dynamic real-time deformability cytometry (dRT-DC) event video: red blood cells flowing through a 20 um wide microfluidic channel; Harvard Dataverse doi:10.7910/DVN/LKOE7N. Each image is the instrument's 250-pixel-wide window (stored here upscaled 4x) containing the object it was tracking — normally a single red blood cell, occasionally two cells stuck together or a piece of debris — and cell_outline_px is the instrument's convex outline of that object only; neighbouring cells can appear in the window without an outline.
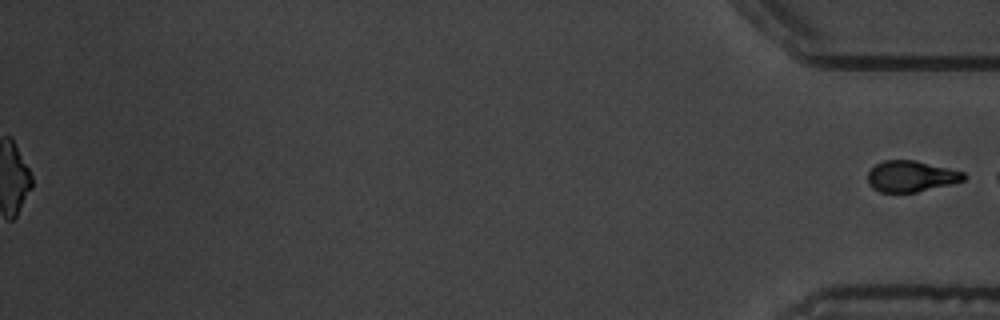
{"species": "common noctule bat (a hibernating species)", "species_latin": "Nyctalus noctula", "temperature_condition": "warm", "stored_images_in_passage": 59, "segment_of_instrument_passage": [2, 2], "camera_frame_rate_fps": 3000, "um_per_image_px": 0.085, "animal": {"sex": "male", "body_mass_g": 19.5, "forearm_length_mm": 54.6}, "frame": {"image": 1, "passage_image": 59, "time_ms": 19.333, "image_size_px": [1000, 320], "cell_outline_px": [[968, 176], [964, 180], [916, 192], [880, 192], [872, 188], [868, 184], [868, 172], [876, 164], [884, 160], [916, 160], [964, 172]], "centroid_in_image_um": [77.42, 14.98], "position_along_channel_um": 357.8, "area_um2": 17.28}}